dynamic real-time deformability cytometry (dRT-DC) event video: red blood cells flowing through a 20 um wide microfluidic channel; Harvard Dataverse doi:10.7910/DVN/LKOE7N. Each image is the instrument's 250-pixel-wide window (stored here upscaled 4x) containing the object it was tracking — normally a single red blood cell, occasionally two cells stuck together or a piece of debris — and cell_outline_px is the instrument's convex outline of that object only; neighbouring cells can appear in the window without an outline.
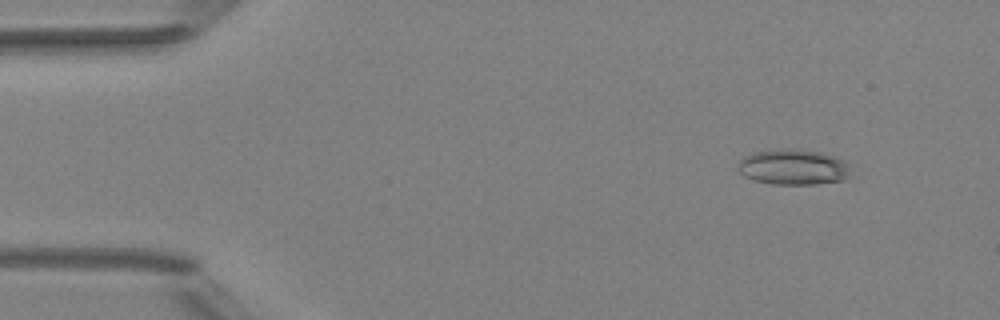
{"species": "Egyptian fruit bat (a non-hibernating species)", "species_latin": "Rousettus aegyptiacus", "temperature_condition": "room temperature", "stored_images_in_passage": 6, "camera_frame_rate_fps": 3000, "um_per_image_px": 0.085, "animal": {"sex": "female"}, "frame": {"image": 1, "passage_image": 2, "time_ms": 1.0, "image_size_px": [1000, 320], "cell_outline_px": [[848, 180], [816, 184], [772, 184], [752, 180], [744, 176], [740, 172], [740, 160], [744, 156], [756, 152], [820, 152], [844, 160], [848, 164]], "centroid_in_image_um": [67.47, 14.27], "position_along_channel_um": 17.5, "area_um2": 22.25}}